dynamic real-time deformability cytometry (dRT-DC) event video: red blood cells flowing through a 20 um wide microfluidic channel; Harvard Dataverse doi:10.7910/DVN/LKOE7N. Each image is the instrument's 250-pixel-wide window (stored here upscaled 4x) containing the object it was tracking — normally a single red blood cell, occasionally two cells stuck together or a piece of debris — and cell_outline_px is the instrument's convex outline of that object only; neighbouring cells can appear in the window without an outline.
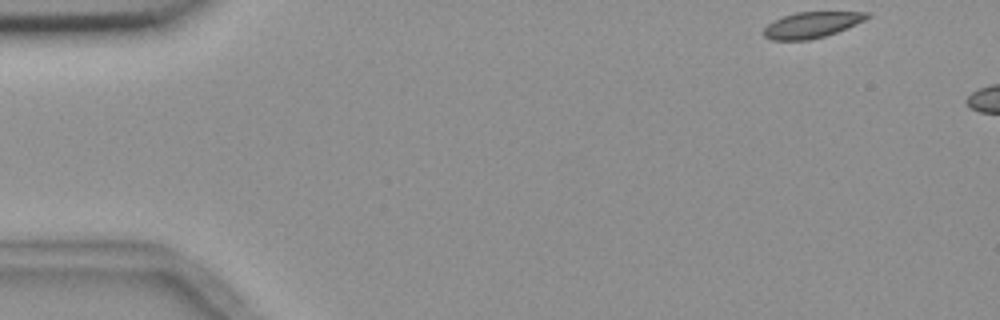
{"species": "common noctule bat (a hibernating species)", "species_latin": "Nyctalus noctula", "temperature_condition": "room temperature", "stored_images_in_passage": 6, "camera_frame_rate_fps": 3000, "um_per_image_px": 0.085, "animal": {"sex": "female", "body_mass_g": 18.4}, "frame": {"image": 1, "passage_image": 1, "time_ms": 0.0, "image_size_px": [1000, 320], "cell_outline_px": [[872, 16], [856, 24], [836, 32], [824, 36], [808, 40], [772, 40], [764, 36], [764, 28], [768, 24], [784, 16], [796, 12], [872, 12]], "centroid_in_image_um": [69.02, 2.11], "position_along_channel_um": 16.0, "area_um2": 15.43}}